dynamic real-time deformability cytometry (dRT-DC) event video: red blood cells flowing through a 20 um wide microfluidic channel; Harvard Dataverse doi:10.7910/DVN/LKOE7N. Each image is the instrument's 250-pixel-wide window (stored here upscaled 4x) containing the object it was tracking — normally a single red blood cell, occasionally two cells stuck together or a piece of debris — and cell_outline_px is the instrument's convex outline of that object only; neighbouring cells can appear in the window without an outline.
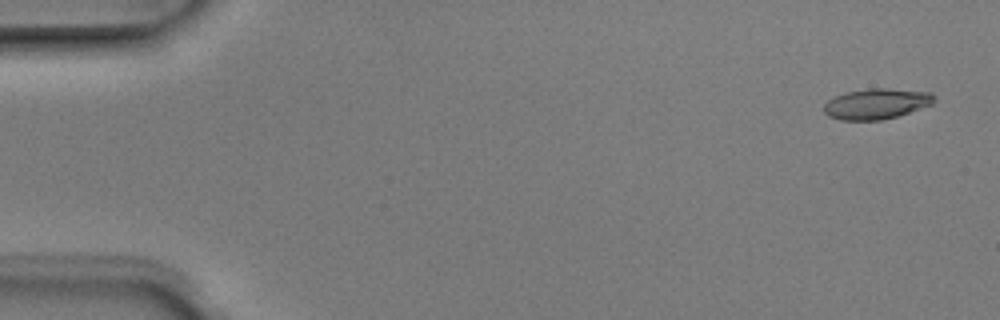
{"species": "Egyptian fruit bat (a non-hibernating species)", "species_latin": "Rousettus aegyptiacus", "temperature_condition": "room temperature", "stored_images_in_passage": 2, "camera_frame_rate_fps": 3000, "um_per_image_px": 0.085, "animal": {"sex": "male"}, "frame": {"image": 1, "passage_image": 1, "time_ms": 0.0, "image_size_px": [1000, 320], "cell_outline_px": [[936, 96], [932, 104], [896, 116], [880, 120], [840, 120], [828, 116], [824, 112], [824, 104], [828, 100], [836, 96], [848, 92], [868, 88], [884, 88], [932, 92]], "centroid_in_image_um": [74.49, 8.82], "position_along_channel_um": 10.5, "area_um2": 19.48}}
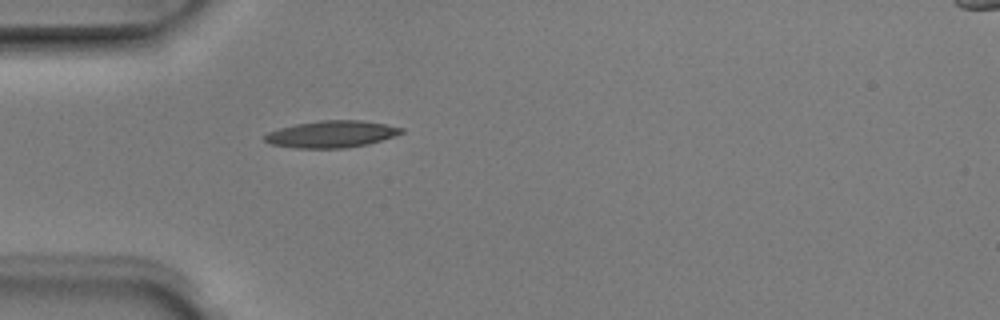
{"frame": {"image": 2, "passage_image": 2, "time_ms": 0.333, "image_size_px": [1000, 320], "cell_outline_px": [[404, 132], [368, 144], [344, 148], [296, 148], [272, 144], [264, 140], [260, 136], [268, 132], [280, 128], [296, 124], [320, 120], [360, 120], [384, 124], [404, 128]], "centroid_in_image_um": [28.13, 11.4], "position_along_channel_um": 56.9, "area_um2": 21.27}}